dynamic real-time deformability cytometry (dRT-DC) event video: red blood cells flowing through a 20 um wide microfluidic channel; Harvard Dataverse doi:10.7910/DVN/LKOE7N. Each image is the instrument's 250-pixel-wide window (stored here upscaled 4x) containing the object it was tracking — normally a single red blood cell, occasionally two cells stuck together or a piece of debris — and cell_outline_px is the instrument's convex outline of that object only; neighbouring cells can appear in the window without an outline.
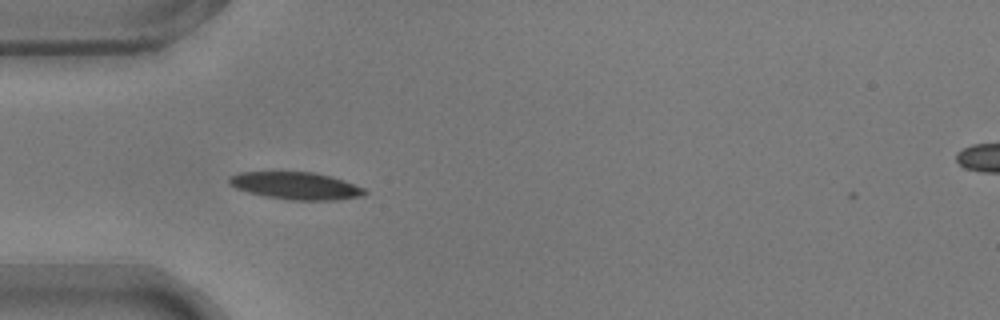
{"species": "common noctule bat (a hibernating species)", "species_latin": "Nyctalus noctula", "temperature_condition": "warm", "stored_images_in_passage": 39, "camera_frame_rate_fps": 3000, "um_per_image_px": 0.085, "animal": {"sex": "male", "body_mass_g": 17.9}, "frame": {"image": 1, "passage_image": 1, "time_ms": 0.0, "image_size_px": [1000, 320], "cell_outline_px": [[368, 192], [364, 196], [336, 200], [292, 200], [264, 196], [248, 192], [236, 188], [228, 180], [228, 176], [240, 172], [312, 172], [332, 176], [344, 180], [364, 188]], "centroid_in_image_um": [25.19, 15.79], "position_along_channel_um": 59.8, "area_um2": 21.62}}
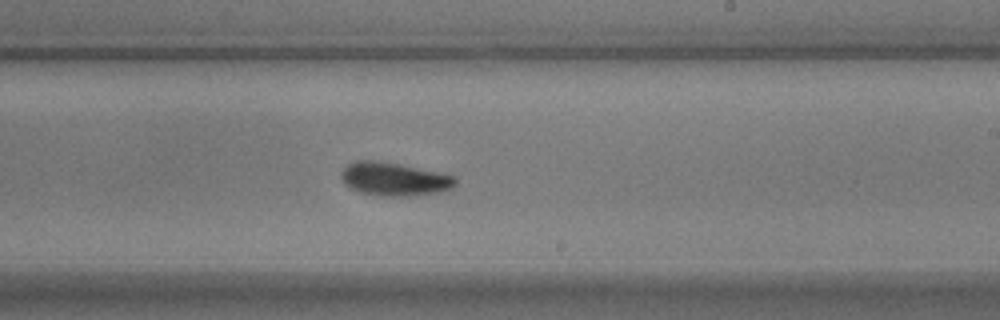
{"frame": {"image": 2, "passage_image": 17, "time_ms": 5.333, "image_size_px": [1000, 320], "cell_outline_px": [[456, 184], [452, 188], [436, 192], [408, 196], [380, 196], [360, 192], [348, 188], [344, 184], [340, 176], [340, 172], [348, 164], [356, 160], [376, 160], [456, 176]], "centroid_in_image_um": [33.44, 15.23], "position_along_channel_um": 255.6, "area_um2": 22.02}}
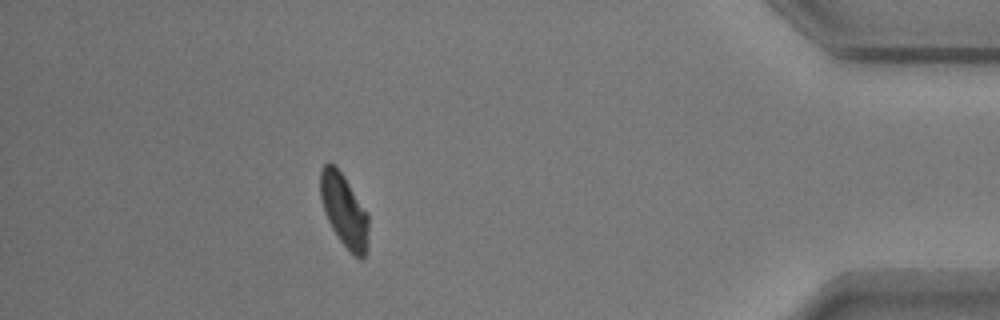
{"frame": {"image": 3, "passage_image": 33, "time_ms": 10.667, "image_size_px": [1000, 320], "cell_outline_px": [[368, 248], [364, 256], [360, 260], [340, 240], [332, 228], [324, 212], [320, 196], [320, 168], [328, 160], [336, 164], [344, 176], [368, 216]], "centroid_in_image_um": [29.22, 17.83], "position_along_channel_um": 406.0, "area_um2": 20.35}, "authors_computed_cell_mechanics": {"area_um2": 20.9814, "velocity_mm_per_s": 3.7185, "shape_relaxation_time_tau1_ms": 1.9777, "shape_relaxation_time_tau2_ms": 2.6009, "deformation_change_tau1": 0.1304, "deformation_change_tau2": 0.0887}}